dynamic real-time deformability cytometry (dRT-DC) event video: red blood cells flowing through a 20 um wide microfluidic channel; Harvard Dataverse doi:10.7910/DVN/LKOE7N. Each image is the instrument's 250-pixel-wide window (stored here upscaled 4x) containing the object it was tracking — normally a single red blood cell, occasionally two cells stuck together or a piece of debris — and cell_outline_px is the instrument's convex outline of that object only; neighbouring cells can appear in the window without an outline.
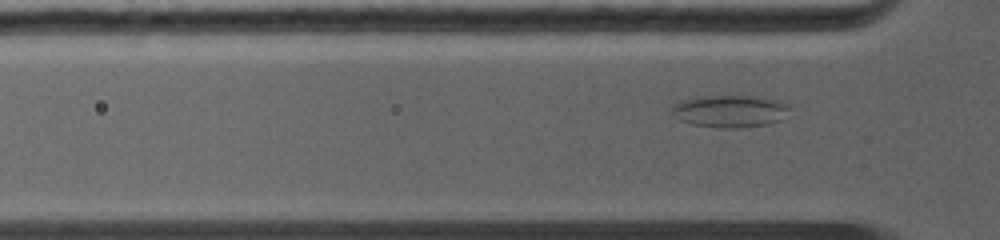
{"species": "common noctule bat (a hibernating species)", "species_latin": "Nyctalus noctula", "temperature_condition": "warm", "stored_images_in_passage": 46, "camera_frame_rate_fps": 5000, "um_per_image_px": 0.085, "animal": {"sex": "female", "body_mass_g": 19.0, "forearm_length_mm": 56.7}, "frame": {"image": 1, "passage_image": 10, "time_ms": 1.8, "image_size_px": [1000, 240], "cell_outline_px": [[792, 108], [780, 120], [768, 124], [692, 124], [680, 120], [668, 112], [668, 108], [672, 104], [680, 100], [696, 96], [752, 96], [780, 100]], "centroid_in_image_um": [61.97, 9.36], "position_along_channel_um": 63.8, "area_um2": 21.21}}
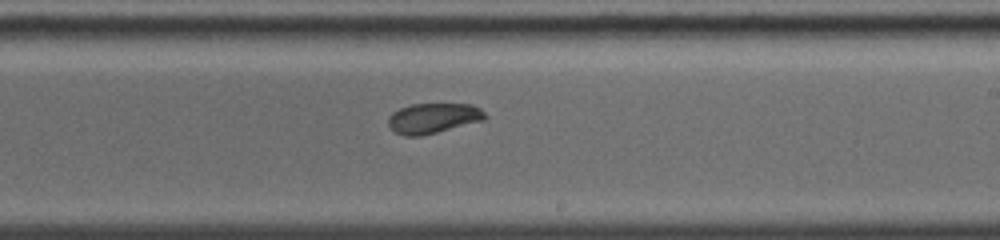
{"frame": {"image": 2, "passage_image": 29, "time_ms": 5.6, "image_size_px": [1000, 240], "cell_outline_px": [[488, 116], [484, 120], [420, 136], [404, 136], [396, 132], [388, 124], [388, 116], [392, 112], [400, 108], [412, 104], [472, 104], [480, 108]], "centroid_in_image_um": [36.82, 10.03], "position_along_channel_um": 252.2, "area_um2": 16.94}}
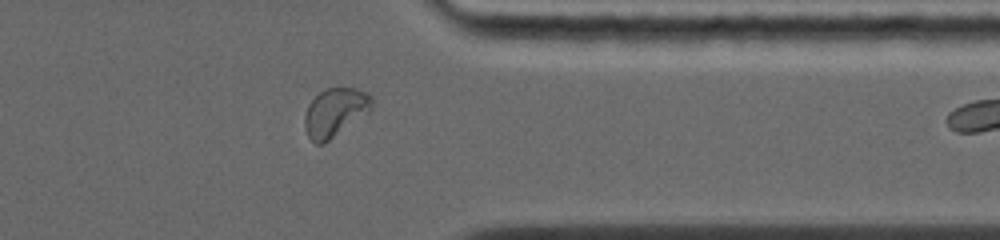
{"frame": {"image": 3, "passage_image": 42, "time_ms": 8.2, "image_size_px": [1000, 240], "cell_outline_px": [[372, 108], [368, 112], [324, 144], [316, 144], [308, 136], [304, 124], [304, 116], [308, 104], [324, 88], [356, 88], [372, 96]], "centroid_in_image_um": [28.46, 9.54], "position_along_channel_um": 382.9, "area_um2": 18.79}, "authors_computed_cell_mechanics": {"area_um2": 17.7157, "velocity_mm_per_s": 4.501, "shape_relaxation_time_tau1_ms": null, "shape_relaxation_time_tau2_ms": 5.1488, "deformation_change_tau1": null, "deformation_change_tau2": 0.0923}}